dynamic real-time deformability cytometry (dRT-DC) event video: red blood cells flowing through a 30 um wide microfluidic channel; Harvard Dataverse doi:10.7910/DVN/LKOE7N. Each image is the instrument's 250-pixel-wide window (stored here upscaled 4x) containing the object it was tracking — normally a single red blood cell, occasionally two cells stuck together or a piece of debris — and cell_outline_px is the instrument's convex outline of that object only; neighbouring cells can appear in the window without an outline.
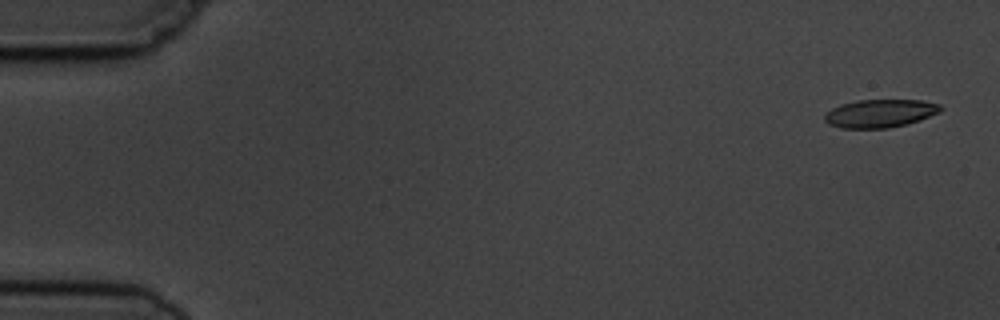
{"species": "common noctule bat (a hibernating species)", "species_latin": "Nyctalus noctula", "temperature_condition": "cold", "stored_images_in_passage": 5, "camera_frame_rate_fps": 3000, "um_per_image_px": 0.085, "animal": {"sex": "male", "body_mass_g": 19.5, "forearm_length_mm": 54.6}, "frame": {"image": 1, "passage_image": 1, "time_ms": 0.0, "image_size_px": [1000, 320], "cell_outline_px": [[944, 108], [940, 112], [920, 120], [888, 128], [840, 128], [828, 124], [824, 120], [824, 112], [840, 104], [856, 100], [920, 100], [940, 104]], "centroid_in_image_um": [74.77, 9.63], "position_along_channel_um": 10.2, "area_um2": 19.13}}
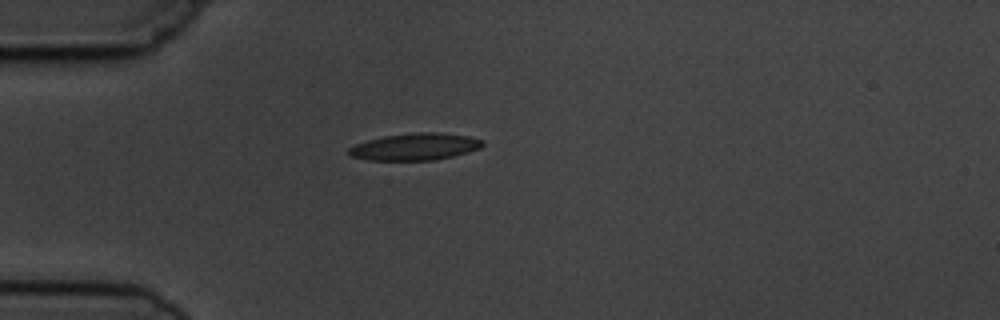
{"frame": {"image": 2, "passage_image": 5, "time_ms": 4.333, "image_size_px": [1000, 320], "cell_outline_px": [[484, 144], [480, 148], [468, 152], [452, 156], [432, 160], [368, 160], [352, 156], [348, 152], [348, 148], [356, 144], [368, 140], [384, 136], [416, 132], [440, 132], [468, 136], [484, 140]], "centroid_in_image_um": [35.3, 12.46], "position_along_channel_um": 49.7, "area_um2": 20.92}}